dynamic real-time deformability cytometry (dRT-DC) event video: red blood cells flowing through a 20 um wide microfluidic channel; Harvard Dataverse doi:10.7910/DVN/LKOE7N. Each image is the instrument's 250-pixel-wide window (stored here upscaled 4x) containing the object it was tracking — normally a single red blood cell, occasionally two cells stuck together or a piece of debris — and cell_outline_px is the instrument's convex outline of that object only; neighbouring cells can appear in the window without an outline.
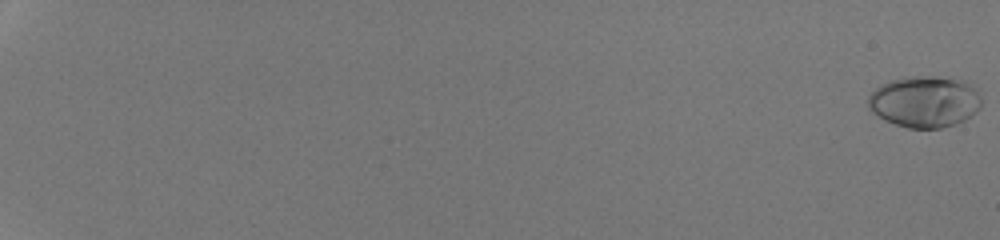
{"species": "human", "species_latin": "Homo sapiens", "temperature_condition": "room temperature", "stored_images_in_passage": 25, "camera_frame_rate_fps": 3000, "um_per_image_px": 0.085, "donor": {"sex": "male"}, "frame": {"image": 1, "passage_image": 1, "time_ms": 0.0, "image_size_px": [1000, 240], "cell_outline_px": [[980, 108], [976, 112], [964, 120], [956, 124], [940, 128], [908, 128], [884, 120], [872, 112], [868, 108], [868, 96], [880, 84], [888, 80], [912, 76], [932, 76], [968, 80], [980, 88]], "centroid_in_image_um": [78.63, 8.62], "position_along_channel_um": 6.4, "area_um2": 34.56}}
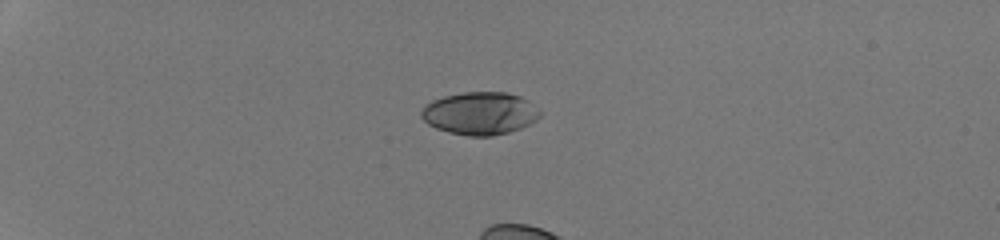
{"frame": {"image": 2, "passage_image": 18, "time_ms": 5.667, "image_size_px": [1000, 240], "cell_outline_px": [[540, 116], [536, 120], [520, 128], [508, 132], [492, 136], [468, 136], [448, 132], [436, 128], [428, 124], [420, 116], [420, 112], [424, 104], [432, 100], [444, 96], [464, 92], [508, 92], [520, 96], [528, 100], [540, 108]], "centroid_in_image_um": [40.79, 9.62], "position_along_channel_um": 44.2, "area_um2": 29.77}}